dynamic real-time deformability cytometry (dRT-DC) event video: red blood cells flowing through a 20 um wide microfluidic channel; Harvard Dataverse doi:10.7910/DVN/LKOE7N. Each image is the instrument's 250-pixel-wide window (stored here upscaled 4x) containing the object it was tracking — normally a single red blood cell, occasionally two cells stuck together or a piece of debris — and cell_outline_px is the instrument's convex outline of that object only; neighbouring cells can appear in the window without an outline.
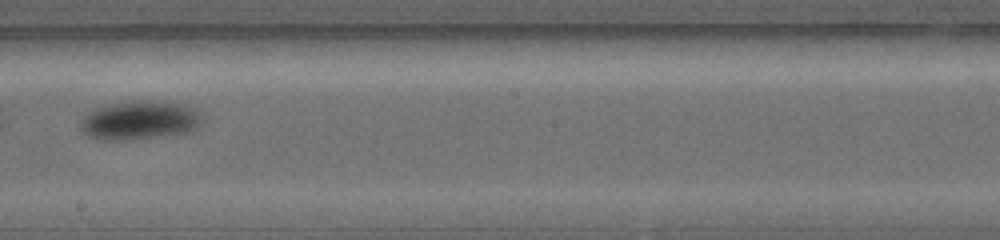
{"species": "common noctule bat (a hibernating species)", "species_latin": "Nyctalus noctula", "temperature_condition": "warm", "stored_images_in_passage": 16, "camera_frame_rate_fps": 5000, "um_per_image_px": 0.085, "animal": {"sex": "female", "body_mass_g": 19.0, "forearm_length_mm": 56.7}, "frame": {"image": 1, "passage_image": 10, "time_ms": 4.2, "image_size_px": [1000, 240], "cell_outline_px": [[200, 124], [192, 132], [124, 140], [100, 140], [88, 136], [80, 128], [80, 120], [96, 108], [108, 104], [128, 100], [140, 100], [184, 104], [196, 108], [200, 112]], "centroid_in_image_um": [11.87, 10.22], "position_along_channel_um": 236.3, "area_um2": 27.51}}